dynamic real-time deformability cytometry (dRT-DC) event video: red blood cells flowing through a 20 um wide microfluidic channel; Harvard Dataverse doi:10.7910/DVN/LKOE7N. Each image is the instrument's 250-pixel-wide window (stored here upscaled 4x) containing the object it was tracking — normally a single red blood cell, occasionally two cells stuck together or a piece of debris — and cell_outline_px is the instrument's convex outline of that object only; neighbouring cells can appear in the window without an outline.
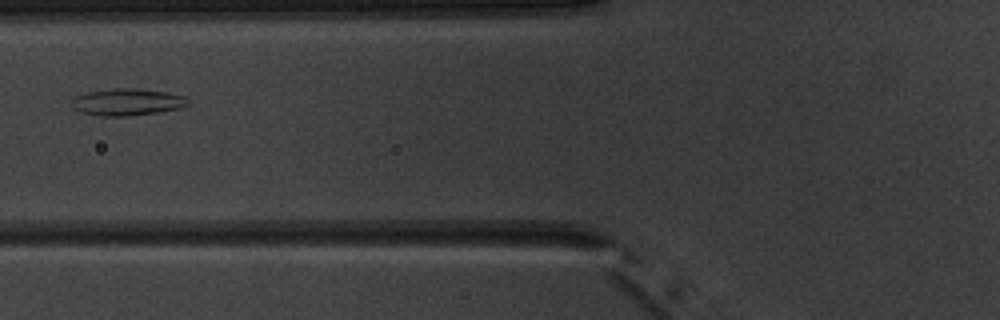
{"species": "common noctule bat (a hibernating species)", "species_latin": "Nyctalus noctula", "temperature_condition": "warm", "stored_images_in_passage": 3, "camera_frame_rate_fps": 3000, "um_per_image_px": 0.085, "animal": {"sex": "male", "body_mass_g": 20.1, "forearm_length_mm": 53.5}, "frame": {"image": 1, "passage_image": 2, "time_ms": 1.333, "image_size_px": [1000, 320], "cell_outline_px": [[188, 104], [180, 108], [156, 112], [128, 116], [100, 116], [76, 112], [68, 104], [76, 96], [88, 92], [112, 88], [136, 88], [168, 92], [184, 96], [188, 100]], "centroid_in_image_um": [10.74, 8.67], "position_along_channel_um": 115.1, "area_um2": 18.44}}
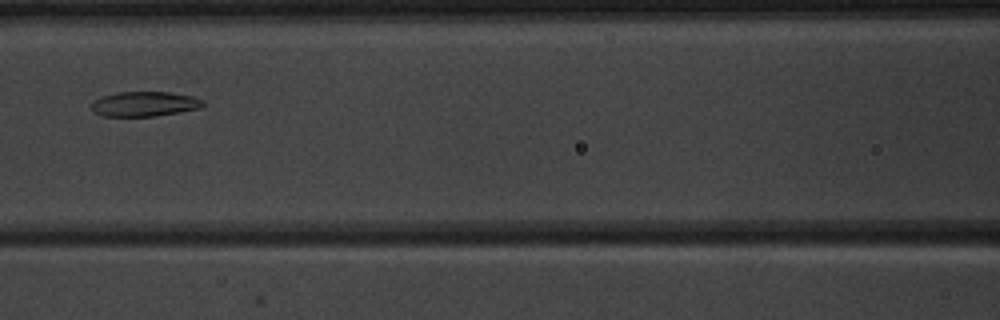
{"frame": {"image": 2, "passage_image": 3, "time_ms": 2.333, "image_size_px": [1000, 320], "cell_outline_px": [[204, 104], [200, 108], [180, 112], [156, 116], [104, 116], [92, 112], [92, 100], [100, 96], [116, 92], [168, 92], [192, 96], [204, 100]], "centroid_in_image_um": [12.25, 8.83], "position_along_channel_um": 154.3, "area_um2": 16.3}}